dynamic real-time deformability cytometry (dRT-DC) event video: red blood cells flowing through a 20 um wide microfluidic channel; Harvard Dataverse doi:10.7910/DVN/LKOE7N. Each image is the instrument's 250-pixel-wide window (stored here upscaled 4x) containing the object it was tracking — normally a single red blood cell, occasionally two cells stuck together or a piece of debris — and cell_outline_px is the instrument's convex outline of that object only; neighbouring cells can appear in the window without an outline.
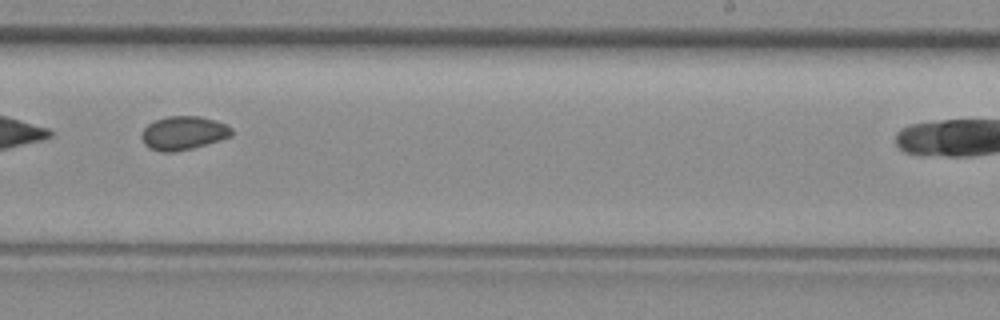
{"species": "common noctule bat (a hibernating species)", "species_latin": "Nyctalus noctula", "temperature_condition": "room temperature", "stored_images_in_passage": 23, "camera_frame_rate_fps": 3000, "um_per_image_px": 0.085, "animal": {"sex": "female", "body_mass_g": 29.2, "forearm_length_mm": 56.3}, "frame": {"image": 1, "passage_image": 14, "time_ms": 4.333, "image_size_px": [1000, 320], "cell_outline_px": [[232, 136], [220, 140], [192, 148], [176, 152], [160, 152], [148, 148], [144, 144], [140, 136], [140, 132], [148, 124], [156, 120], [168, 116], [196, 116], [216, 120], [232, 128]], "centroid_in_image_um": [15.55, 11.32], "position_along_channel_um": 273.4, "area_um2": 17.74}}